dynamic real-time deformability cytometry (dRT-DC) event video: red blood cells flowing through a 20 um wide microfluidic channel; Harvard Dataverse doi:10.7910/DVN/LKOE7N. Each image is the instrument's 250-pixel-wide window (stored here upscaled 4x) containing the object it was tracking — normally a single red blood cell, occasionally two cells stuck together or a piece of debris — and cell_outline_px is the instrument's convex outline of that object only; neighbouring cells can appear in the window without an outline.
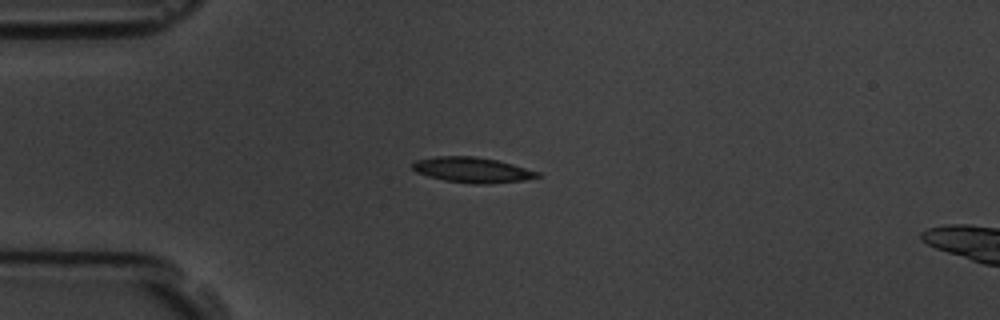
{"species": "common noctule bat (a hibernating species)", "species_latin": "Nyctalus noctula", "temperature_condition": "room temperature", "stored_images_in_passage": 5, "camera_frame_rate_fps": 3000, "um_per_image_px": 0.085, "animal": {"sex": "male", "body_mass_g": 19.5, "forearm_length_mm": 54.6}, "frame": {"image": 1, "passage_image": 4, "time_ms": 3.333, "image_size_px": [1000, 320], "cell_outline_px": [[540, 176], [524, 180], [488, 184], [472, 184], [444, 180], [428, 176], [416, 172], [412, 168], [412, 164], [416, 160], [436, 156], [476, 156], [496, 160], [512, 164], [540, 172]], "centroid_in_image_um": [40.13, 14.44], "position_along_channel_um": 44.9, "area_um2": 18.44}}